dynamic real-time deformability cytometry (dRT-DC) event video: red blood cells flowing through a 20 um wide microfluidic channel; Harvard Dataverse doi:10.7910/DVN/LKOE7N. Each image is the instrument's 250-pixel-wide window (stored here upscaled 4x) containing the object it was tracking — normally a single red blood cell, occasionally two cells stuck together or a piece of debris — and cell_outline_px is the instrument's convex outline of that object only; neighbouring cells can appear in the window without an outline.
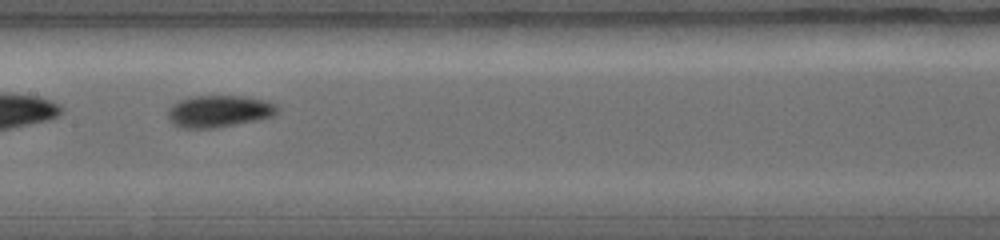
{"species": "common noctule bat (a hibernating species)", "species_latin": "Nyctalus noctula", "temperature_condition": "warm", "stored_images_in_passage": 21, "camera_frame_rate_fps": 5000, "um_per_image_px": 0.085, "animal": {"sex": "female", "body_mass_g": 19.0, "forearm_length_mm": 56.7}, "frame": {"image": 1, "passage_image": 7, "time_ms": 2.2, "image_size_px": [1000, 240], "cell_outline_px": [[280, 108], [272, 116], [256, 120], [212, 128], [184, 128], [176, 124], [168, 116], [168, 112], [172, 104], [180, 100], [196, 96], [240, 96], [264, 100]], "centroid_in_image_um": [18.61, 9.45], "position_along_channel_um": 188.8, "area_um2": 19.77}}